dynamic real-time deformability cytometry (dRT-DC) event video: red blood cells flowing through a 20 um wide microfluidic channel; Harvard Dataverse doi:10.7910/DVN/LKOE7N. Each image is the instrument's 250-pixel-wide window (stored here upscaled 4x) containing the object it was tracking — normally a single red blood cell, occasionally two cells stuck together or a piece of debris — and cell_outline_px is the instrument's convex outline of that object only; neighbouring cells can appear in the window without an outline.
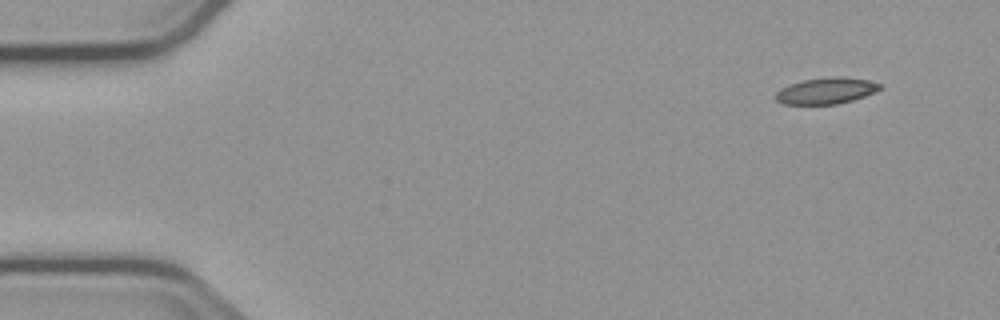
{"species": "common noctule bat (a hibernating species)", "species_latin": "Nyctalus noctula", "temperature_condition": "cold", "stored_images_in_passage": 4, "camera_frame_rate_fps": 3000, "um_per_image_px": 0.085, "animal": {"sex": "male", "body_mass_g": 23.1, "forearm_length_mm": 52.7}, "frame": {"image": 1, "passage_image": 1, "time_ms": 0.0, "image_size_px": [1000, 320], "cell_outline_px": [[884, 88], [876, 92], [852, 100], [836, 104], [784, 104], [776, 100], [776, 92], [780, 88], [804, 80], [832, 76], [840, 76], [868, 80], [884, 84]], "centroid_in_image_um": [70.29, 7.71], "position_along_channel_um": 14.7, "area_um2": 16.01}}